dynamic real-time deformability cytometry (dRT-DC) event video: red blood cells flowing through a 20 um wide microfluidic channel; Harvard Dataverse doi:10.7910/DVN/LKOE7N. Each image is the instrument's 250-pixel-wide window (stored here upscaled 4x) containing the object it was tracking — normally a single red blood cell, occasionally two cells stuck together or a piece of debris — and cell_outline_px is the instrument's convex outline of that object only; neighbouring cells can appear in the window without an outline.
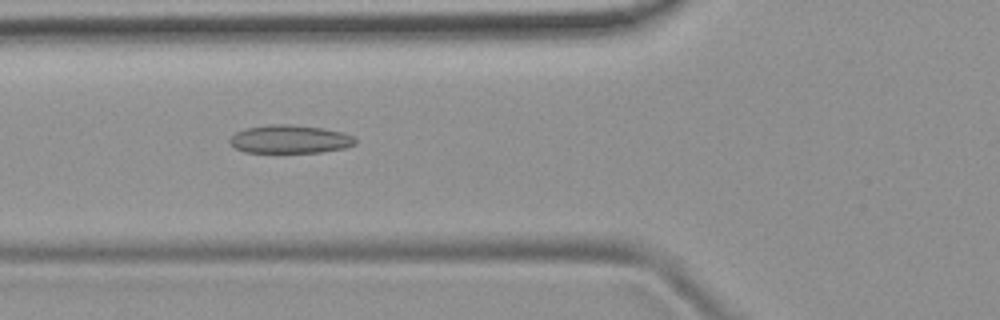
{"species": "common noctule bat (a hibernating species)", "species_latin": "Nyctalus noctula", "temperature_condition": "room temperature", "stored_images_in_passage": 40, "camera_frame_rate_fps": 3000, "um_per_image_px": 0.085, "animal": {"sex": "female", "body_mass_g": 19.9}, "frame": {"image": 1, "passage_image": 7, "time_ms": 2.0, "image_size_px": [1000, 320], "cell_outline_px": [[356, 144], [344, 148], [320, 152], [244, 152], [236, 148], [228, 140], [236, 132], [244, 128], [272, 124], [288, 124], [324, 128], [344, 132], [352, 136], [356, 140]], "centroid_in_image_um": [24.65, 11.82], "position_along_channel_um": 101.1, "area_um2": 20.63}}
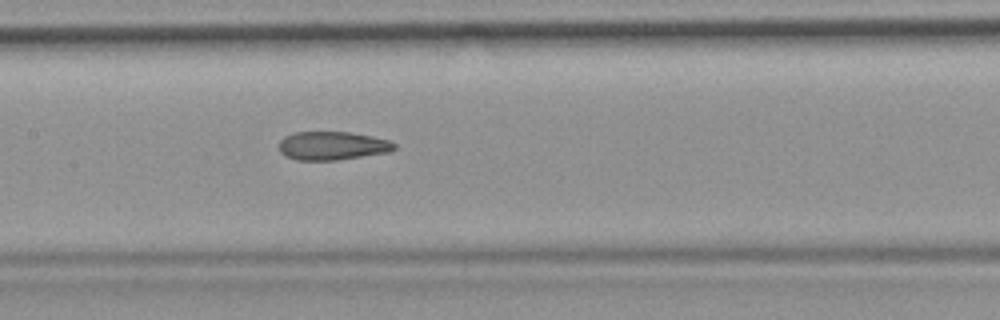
{"frame": {"image": 2, "passage_image": 13, "time_ms": 4.0, "image_size_px": [1000, 320], "cell_outline_px": [[396, 148], [388, 152], [336, 160], [296, 160], [280, 152], [280, 140], [284, 136], [292, 132], [348, 132], [372, 136], [388, 140], [396, 144]], "centroid_in_image_um": [28.24, 12.38], "position_along_channel_um": 179.2, "area_um2": 19.02}}
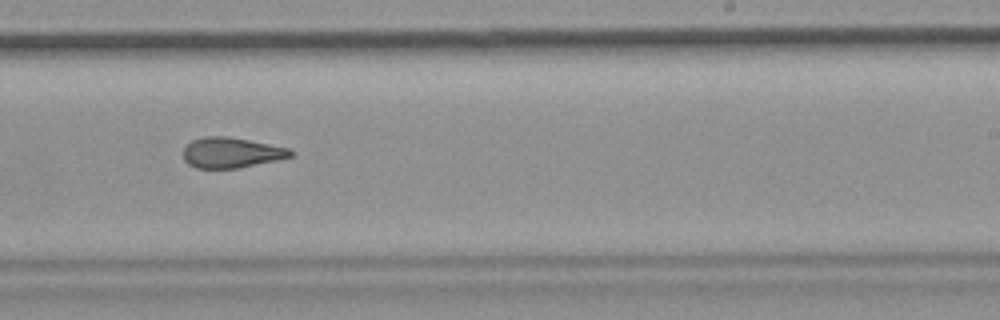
{"frame": {"image": 3, "passage_image": 20, "time_ms": 6.333, "image_size_px": [1000, 320], "cell_outline_px": [[292, 156], [276, 160], [236, 168], [196, 168], [188, 164], [184, 160], [184, 148], [192, 140], [204, 136], [228, 136], [288, 148], [292, 152]], "centroid_in_image_um": [19.61, 12.97], "position_along_channel_um": 269.4, "area_um2": 18.73}, "authors_computed_cell_mechanics": {"area_um2": 19.8832, "velocity_mm_per_s": 3.8974, "shape_relaxation_time_tau1_ms": null, "shape_relaxation_time_tau2_ms": 3.8468, "deformation_change_tau1": null, "deformation_change_tau2": 0.1366}}